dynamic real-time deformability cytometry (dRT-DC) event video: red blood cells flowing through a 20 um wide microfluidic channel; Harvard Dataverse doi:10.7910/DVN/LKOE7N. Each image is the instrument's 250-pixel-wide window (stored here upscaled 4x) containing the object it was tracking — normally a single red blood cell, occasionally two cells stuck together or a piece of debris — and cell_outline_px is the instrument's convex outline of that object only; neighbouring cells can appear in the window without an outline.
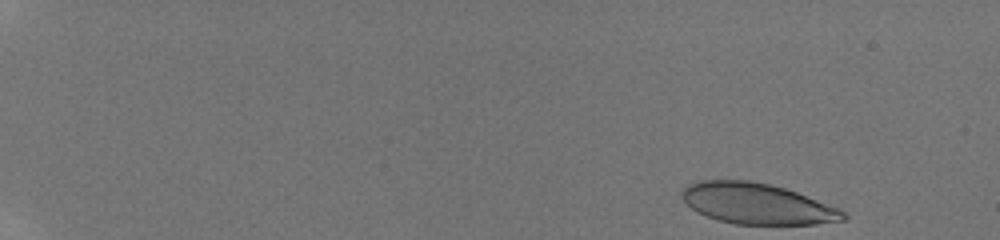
{"species": "human", "species_latin": "Homo sapiens", "temperature_condition": "room temperature", "stored_images_in_passage": 35, "camera_frame_rate_fps": 3000, "um_per_image_px": 0.085, "donor": {"sex": "male"}, "frame": {"image": 1, "passage_image": 1, "time_ms": 0.0, "image_size_px": [1000, 240], "cell_outline_px": [[848, 220], [816, 224], [736, 224], [720, 220], [708, 216], [692, 208], [680, 196], [684, 188], [688, 184], [700, 180], [748, 180], [768, 184], [784, 188], [796, 192], [836, 208], [844, 212], [848, 216]], "centroid_in_image_um": [64.35, 17.31], "position_along_channel_um": 20.7, "area_um2": 37.86}}
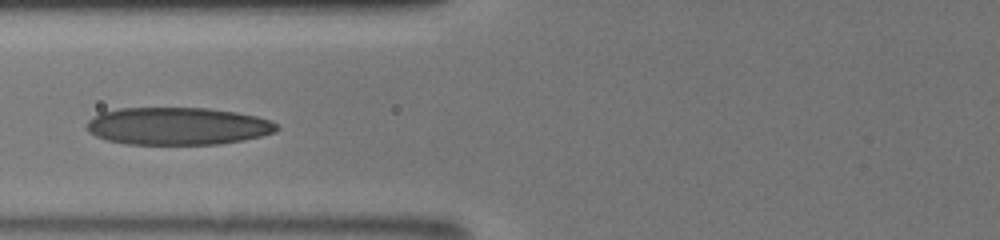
{"frame": {"image": 2, "passage_image": 17, "time_ms": 6.333, "image_size_px": [1000, 240], "cell_outline_px": [[280, 128], [276, 132], [244, 140], [220, 144], [128, 144], [108, 140], [96, 136], [88, 132], [88, 120], [92, 116], [100, 112], [120, 108], [208, 108], [236, 112], [256, 116], [272, 120]], "centroid_in_image_um": [15.12, 10.71], "position_along_channel_um": 110.7, "area_um2": 41.67}}
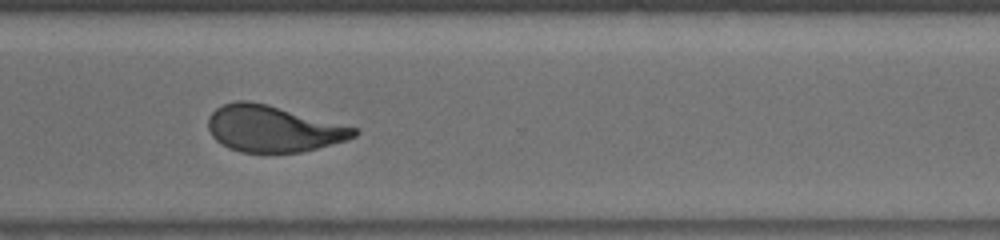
{"frame": {"image": 3, "passage_image": 34, "time_ms": 12.0, "image_size_px": [1000, 240], "cell_outline_px": [[360, 132], [356, 136], [344, 140], [316, 148], [300, 152], [240, 152], [228, 148], [220, 144], [212, 136], [208, 128], [208, 116], [216, 108], [224, 104], [236, 100], [248, 100], [268, 104], [360, 128]], "centroid_in_image_um": [23.2, 10.93], "position_along_channel_um": 347.4, "area_um2": 39.59}}